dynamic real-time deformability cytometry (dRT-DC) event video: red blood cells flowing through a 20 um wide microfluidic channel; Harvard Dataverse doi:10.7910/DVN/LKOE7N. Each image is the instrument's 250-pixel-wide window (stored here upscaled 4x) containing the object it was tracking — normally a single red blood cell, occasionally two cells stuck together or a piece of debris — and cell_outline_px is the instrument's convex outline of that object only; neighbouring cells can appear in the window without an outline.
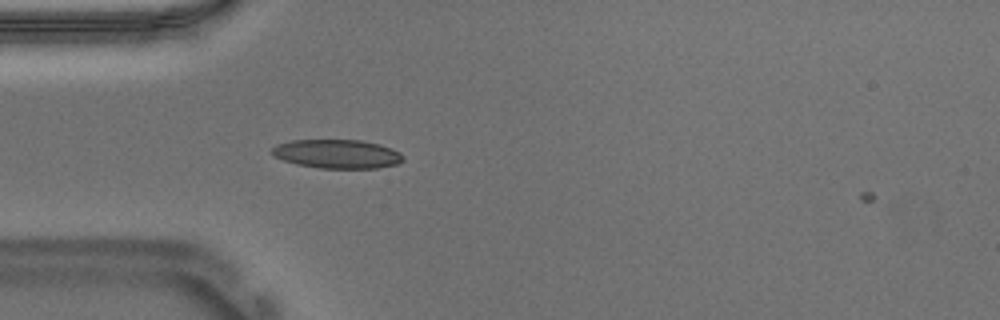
{"species": "Egyptian fruit bat (a non-hibernating species)", "species_latin": "Rousettus aegyptiacus", "temperature_condition": "warm", "stored_images_in_passage": 5, "camera_frame_rate_fps": 3000, "um_per_image_px": 0.085, "animal": {"sex": "male"}, "frame": {"image": 1, "passage_image": 4, "time_ms": 1.0, "image_size_px": [1000, 320], "cell_outline_px": [[404, 160], [396, 164], [376, 168], [320, 168], [296, 164], [284, 160], [276, 156], [272, 152], [272, 148], [276, 144], [292, 140], [360, 140], [380, 144], [392, 148], [400, 152], [404, 156]], "centroid_in_image_um": [28.69, 13.08], "position_along_channel_um": 56.3, "area_um2": 22.02}}